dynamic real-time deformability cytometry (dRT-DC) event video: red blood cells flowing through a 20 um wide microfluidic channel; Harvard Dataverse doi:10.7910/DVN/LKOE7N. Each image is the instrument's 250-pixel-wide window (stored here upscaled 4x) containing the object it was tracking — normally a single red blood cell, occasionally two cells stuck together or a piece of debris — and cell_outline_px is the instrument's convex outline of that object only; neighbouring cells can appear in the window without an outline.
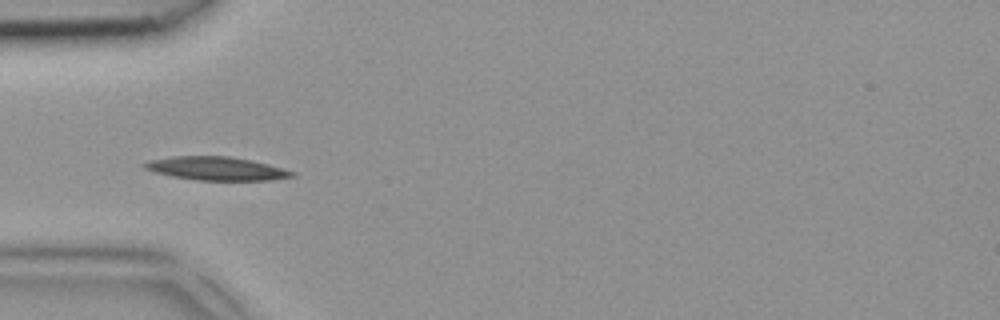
{"species": "common noctule bat (a hibernating species)", "species_latin": "Nyctalus noctula", "temperature_condition": "room temperature", "stored_images_in_passage": 3, "camera_frame_rate_fps": 3000, "um_per_image_px": 0.085, "animal": {"sex": "female", "body_mass_g": 18.4}, "frame": {"image": 1, "passage_image": 3, "time_ms": 0.667, "image_size_px": [1000, 320], "cell_outline_px": [[296, 176], [268, 180], [196, 180], [172, 176], [156, 172], [144, 168], [140, 164], [152, 160], [172, 156], [228, 156], [252, 160], [268, 164], [296, 172]], "centroid_in_image_um": [18.41, 14.32], "position_along_channel_um": 66.6, "area_um2": 20.06}}